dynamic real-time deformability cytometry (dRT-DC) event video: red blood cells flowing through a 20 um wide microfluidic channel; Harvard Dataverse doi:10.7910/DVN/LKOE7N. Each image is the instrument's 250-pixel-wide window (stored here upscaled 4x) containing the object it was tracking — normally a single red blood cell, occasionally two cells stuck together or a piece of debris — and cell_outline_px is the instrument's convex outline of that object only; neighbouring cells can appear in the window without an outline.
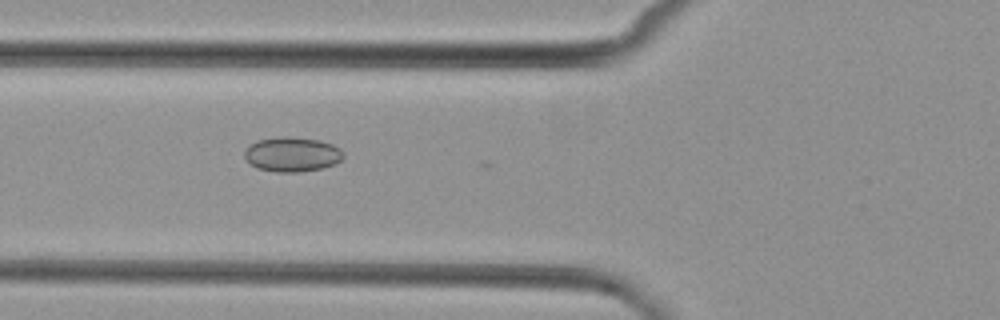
{"species": "common noctule bat (a hibernating species)", "species_latin": "Nyctalus noctula", "temperature_condition": "cold", "stored_images_in_passage": 7, "camera_frame_rate_fps": 3000, "um_per_image_px": 0.085, "animal": {"sex": "female", "body_mass_g": 29.2, "forearm_length_mm": 56.3}, "frame": {"image": 1, "passage_image": 6, "time_ms": 6.0, "image_size_px": [1000, 320], "cell_outline_px": [[344, 156], [340, 160], [324, 168], [300, 172], [276, 172], [256, 168], [244, 156], [244, 152], [256, 140], [280, 136], [284, 136], [320, 140], [332, 144], [340, 148], [344, 152]], "centroid_in_image_um": [24.85, 13.12], "position_along_channel_um": 101.0, "area_um2": 19.94}}
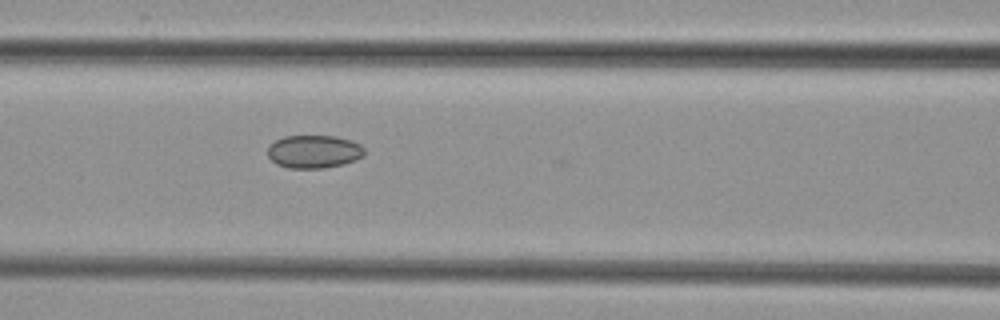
{"frame": {"image": 2, "passage_image": 7, "time_ms": 7.0, "image_size_px": [1000, 320], "cell_outline_px": [[364, 156], [356, 160], [344, 164], [324, 168], [288, 168], [276, 164], [268, 156], [268, 144], [284, 136], [336, 136], [352, 140], [360, 144], [364, 148]], "centroid_in_image_um": [26.69, 12.88], "position_along_channel_um": 139.9, "area_um2": 18.84}}